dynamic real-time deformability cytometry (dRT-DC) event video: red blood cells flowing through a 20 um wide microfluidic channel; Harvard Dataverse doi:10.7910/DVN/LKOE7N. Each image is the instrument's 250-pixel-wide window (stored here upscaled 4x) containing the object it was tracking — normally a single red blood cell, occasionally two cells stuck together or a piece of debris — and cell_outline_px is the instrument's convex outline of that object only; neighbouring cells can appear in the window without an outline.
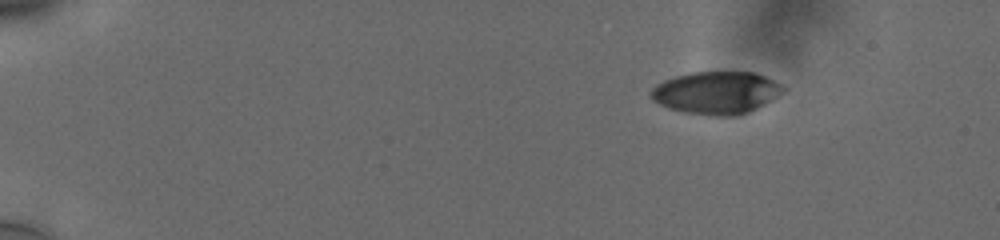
{"species": "human", "species_latin": "Homo sapiens", "temperature_condition": "cold", "stored_images_in_passage": 49, "camera_frame_rate_fps": 3000, "um_per_image_px": 0.085, "donor": {"sex": "male"}, "frame": {"image": 1, "passage_image": 1, "time_ms": 0.0, "image_size_px": [1000, 240], "cell_outline_px": [[784, 92], [756, 108], [748, 112], [736, 116], [716, 116], [684, 112], [660, 104], [652, 100], [652, 88], [656, 84], [664, 80], [676, 76], [692, 72], [756, 72], [780, 84], [784, 88]], "centroid_in_image_um": [60.89, 7.87], "position_along_channel_um": 24.1, "area_um2": 32.37}}
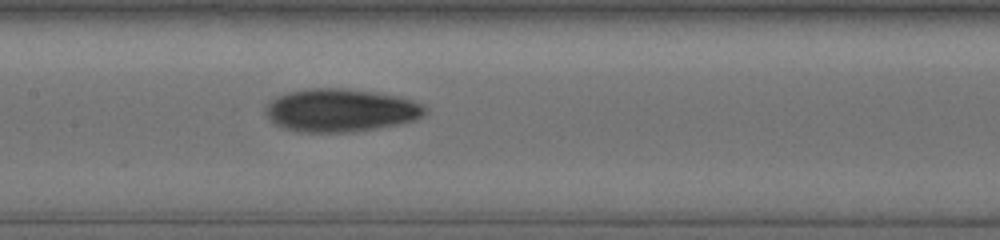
{"frame": {"image": 2, "passage_image": 23, "time_ms": 7.333, "image_size_px": [1000, 240], "cell_outline_px": [[424, 112], [420, 116], [412, 120], [396, 124], [352, 132], [296, 132], [280, 128], [264, 112], [268, 104], [276, 96], [288, 92], [312, 88], [344, 88], [396, 96], [420, 104], [424, 108]], "centroid_in_image_um": [28.84, 9.38], "position_along_channel_um": 178.6, "area_um2": 39.25}}
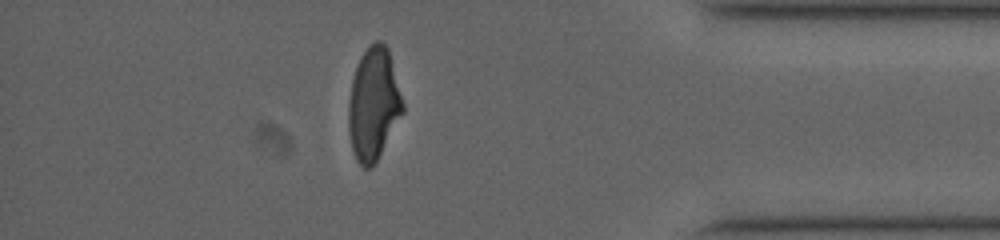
{"frame": {"image": 3, "passage_image": 43, "time_ms": 14.0, "image_size_px": [1000, 240], "cell_outline_px": [[404, 112], [372, 168], [364, 168], [356, 160], [352, 148], [348, 132], [348, 104], [352, 80], [360, 56], [368, 44], [376, 40], [380, 40], [388, 48], [404, 104]], "centroid_in_image_um": [31.74, 8.83], "position_along_channel_um": 403.5, "area_um2": 35.66}, "authors_computed_cell_mechanics": {"area_um2": 35.9516, "velocity_mm_per_s": 3.7794, "shape_relaxation_time_tau1_ms": 5.3904, "shape_relaxation_time_tau2_ms": 2.6252, "deformation_change_tau1": 0.1791, "deformation_change_tau2": 0.0866}}